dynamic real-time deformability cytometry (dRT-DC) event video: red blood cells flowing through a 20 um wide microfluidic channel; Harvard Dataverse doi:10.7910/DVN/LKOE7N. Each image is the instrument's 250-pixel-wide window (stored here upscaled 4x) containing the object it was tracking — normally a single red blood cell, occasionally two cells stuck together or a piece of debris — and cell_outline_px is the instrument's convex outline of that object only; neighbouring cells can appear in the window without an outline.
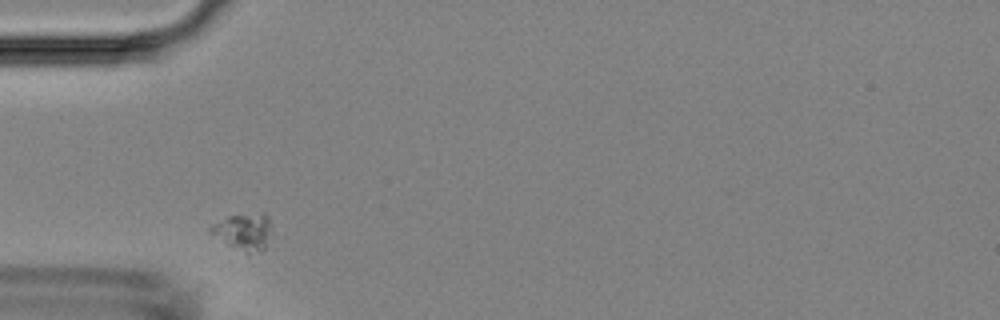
{"species": "Egyptian fruit bat (a non-hibernating species)", "species_latin": "Rousettus aegyptiacus", "temperature_condition": "room temperature", "stored_images_in_passage": 2, "camera_frame_rate_fps": 3000, "um_per_image_px": 0.085, "animal": {"sex": "female"}, "frame": {"image": 1, "passage_image": 1, "time_ms": 0.0, "image_size_px": [1000, 320], "cell_outline_px": [[272, 232], [264, 248], [260, 252], [248, 252], [228, 244], [208, 232], [208, 228], [212, 224], [228, 216], [264, 212], [268, 216], [272, 228]], "centroid_in_image_um": [20.73, 19.65], "position_along_channel_um": 64.3, "area_um2": 12.95}}